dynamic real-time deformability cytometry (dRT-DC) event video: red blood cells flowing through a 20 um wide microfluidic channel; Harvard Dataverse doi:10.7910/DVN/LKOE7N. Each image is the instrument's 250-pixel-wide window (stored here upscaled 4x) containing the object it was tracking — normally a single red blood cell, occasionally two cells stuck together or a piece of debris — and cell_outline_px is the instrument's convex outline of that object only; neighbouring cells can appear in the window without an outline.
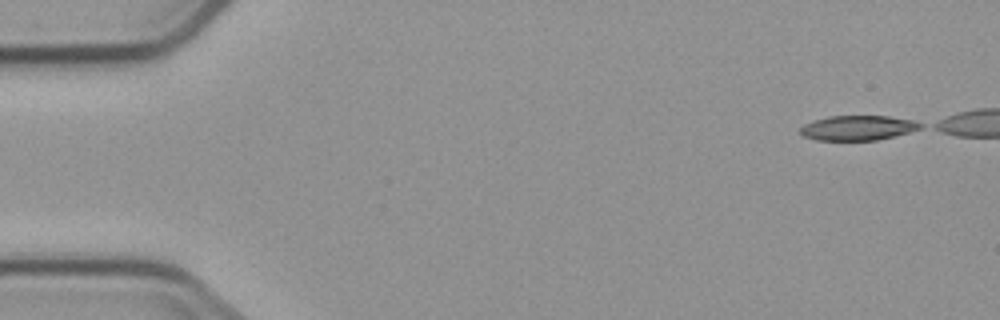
{"species": "common noctule bat (a hibernating species)", "species_latin": "Nyctalus noctula", "temperature_condition": "cold", "stored_images_in_passage": 6, "camera_frame_rate_fps": 3000, "um_per_image_px": 0.085, "animal": {"sex": "male", "body_mass_g": 23.1, "forearm_length_mm": 52.7}, "frame": {"image": 1, "passage_image": 1, "time_ms": 0.0, "image_size_px": [1000, 320], "cell_outline_px": [[924, 124], [920, 128], [908, 132], [876, 140], [816, 140], [804, 136], [800, 132], [800, 128], [804, 124], [828, 116], [888, 116], [916, 120]], "centroid_in_image_um": [72.93, 10.86], "position_along_channel_um": 12.1, "area_um2": 17.22}}
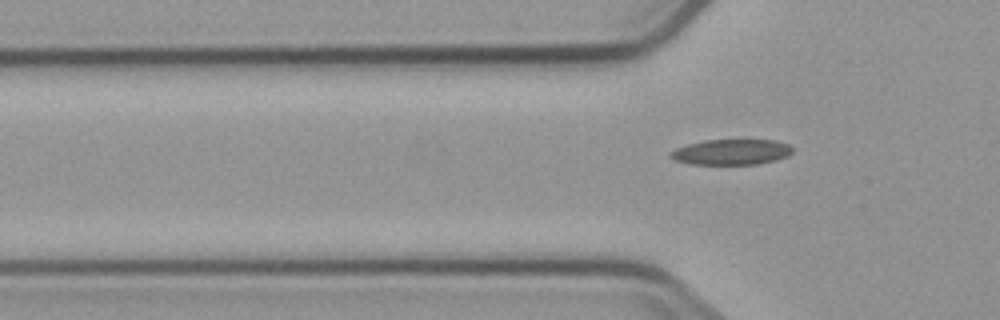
{"frame": {"image": 2, "passage_image": 6, "time_ms": 6.667, "image_size_px": [1000, 320], "cell_outline_px": [[792, 152], [788, 156], [776, 160], [756, 164], [688, 164], [676, 160], [668, 156], [668, 152], [676, 148], [688, 144], [704, 140], [776, 140], [788, 144], [792, 148]], "centroid_in_image_um": [62.15, 12.92], "position_along_channel_um": 63.7, "area_um2": 18.21}}